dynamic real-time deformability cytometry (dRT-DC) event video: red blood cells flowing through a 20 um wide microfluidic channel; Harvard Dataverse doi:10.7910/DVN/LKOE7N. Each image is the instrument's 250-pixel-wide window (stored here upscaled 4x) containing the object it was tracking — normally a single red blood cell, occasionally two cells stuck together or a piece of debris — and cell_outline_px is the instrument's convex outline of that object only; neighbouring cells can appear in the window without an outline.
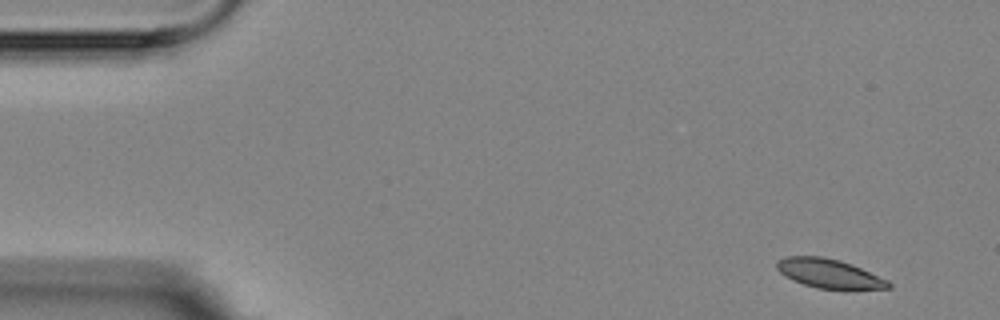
{"species": "Egyptian fruit bat (a non-hibernating species)", "species_latin": "Rousettus aegyptiacus", "temperature_condition": "room temperature", "stored_images_in_passage": 3, "camera_frame_rate_fps": 3000, "um_per_image_px": 0.085, "animal": {"sex": "female"}, "frame": {"image": 1, "passage_image": 1, "time_ms": 0.0, "image_size_px": [1000, 320], "cell_outline_px": [[892, 288], [816, 288], [792, 280], [784, 276], [776, 268], [776, 264], [784, 256], [824, 256], [840, 260], [852, 264], [888, 280], [892, 284]], "centroid_in_image_um": [70.45, 23.22], "position_along_channel_um": 14.6, "area_um2": 18.73}}